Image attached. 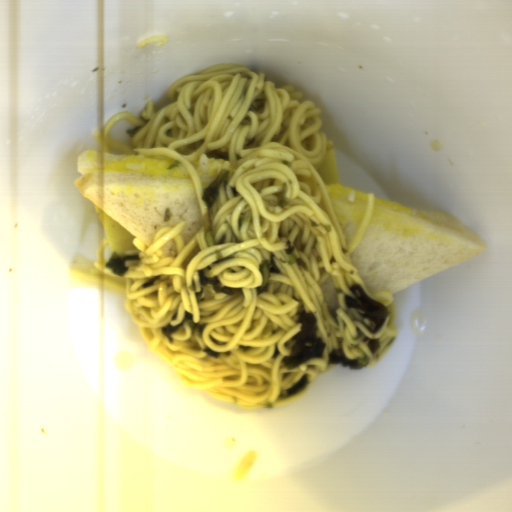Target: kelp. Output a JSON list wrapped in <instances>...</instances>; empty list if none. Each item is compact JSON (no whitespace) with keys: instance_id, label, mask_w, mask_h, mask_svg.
Here are the masks:
<instances>
[{"instance_id":"kelp-5","label":"kelp","mask_w":512,"mask_h":512,"mask_svg":"<svg viewBox=\"0 0 512 512\" xmlns=\"http://www.w3.org/2000/svg\"><path fill=\"white\" fill-rule=\"evenodd\" d=\"M258 270L262 276V281L260 285L254 287L257 297L269 293L271 275L280 274V270L276 264L274 254H270L269 260H264L261 262L259 264Z\"/></svg>"},{"instance_id":"kelp-9","label":"kelp","mask_w":512,"mask_h":512,"mask_svg":"<svg viewBox=\"0 0 512 512\" xmlns=\"http://www.w3.org/2000/svg\"><path fill=\"white\" fill-rule=\"evenodd\" d=\"M309 376L308 373H304L301 375L298 380L287 390L283 391L285 398H292L302 392L305 391L309 384Z\"/></svg>"},{"instance_id":"kelp-1","label":"kelp","mask_w":512,"mask_h":512,"mask_svg":"<svg viewBox=\"0 0 512 512\" xmlns=\"http://www.w3.org/2000/svg\"><path fill=\"white\" fill-rule=\"evenodd\" d=\"M298 321L301 324L297 334L291 337L294 344L287 356L280 360V364L289 371L302 363L312 359H321L326 344L317 337L316 315L307 310L298 312Z\"/></svg>"},{"instance_id":"kelp-3","label":"kelp","mask_w":512,"mask_h":512,"mask_svg":"<svg viewBox=\"0 0 512 512\" xmlns=\"http://www.w3.org/2000/svg\"><path fill=\"white\" fill-rule=\"evenodd\" d=\"M184 326H188L191 334L195 335L197 339L203 338V330L205 328V323L195 322L193 319V314L190 311L184 313L181 323H179L178 325L173 326L168 322L165 326L162 327L161 331L164 334L167 343L174 344L175 339L173 337V334Z\"/></svg>"},{"instance_id":"kelp-6","label":"kelp","mask_w":512,"mask_h":512,"mask_svg":"<svg viewBox=\"0 0 512 512\" xmlns=\"http://www.w3.org/2000/svg\"><path fill=\"white\" fill-rule=\"evenodd\" d=\"M230 172H231V170H227V169L221 170L218 173V175L215 177V179L208 185L207 189L203 193L202 199H203L207 209L214 207V205L218 199L219 191H220L221 187L223 186V184L225 183V181L227 180V178L229 177Z\"/></svg>"},{"instance_id":"kelp-4","label":"kelp","mask_w":512,"mask_h":512,"mask_svg":"<svg viewBox=\"0 0 512 512\" xmlns=\"http://www.w3.org/2000/svg\"><path fill=\"white\" fill-rule=\"evenodd\" d=\"M367 357H349L344 348L333 349L328 356V365H341L345 369L359 370L367 365Z\"/></svg>"},{"instance_id":"kelp-8","label":"kelp","mask_w":512,"mask_h":512,"mask_svg":"<svg viewBox=\"0 0 512 512\" xmlns=\"http://www.w3.org/2000/svg\"><path fill=\"white\" fill-rule=\"evenodd\" d=\"M198 283L199 285H211L214 292L217 294L230 296L234 295L235 293L232 288L221 284L217 276L206 277V272L204 269L198 271Z\"/></svg>"},{"instance_id":"kelp-2","label":"kelp","mask_w":512,"mask_h":512,"mask_svg":"<svg viewBox=\"0 0 512 512\" xmlns=\"http://www.w3.org/2000/svg\"><path fill=\"white\" fill-rule=\"evenodd\" d=\"M346 308L355 310L367 324V329L376 334L384 325L389 310L386 304L367 295L360 284H353L343 295Z\"/></svg>"},{"instance_id":"kelp-7","label":"kelp","mask_w":512,"mask_h":512,"mask_svg":"<svg viewBox=\"0 0 512 512\" xmlns=\"http://www.w3.org/2000/svg\"><path fill=\"white\" fill-rule=\"evenodd\" d=\"M139 259L140 257L137 253L119 257L116 252H113L108 262L104 265V268L109 269L113 275L121 278L125 276L129 269L126 263L128 261H138Z\"/></svg>"}]
</instances>
